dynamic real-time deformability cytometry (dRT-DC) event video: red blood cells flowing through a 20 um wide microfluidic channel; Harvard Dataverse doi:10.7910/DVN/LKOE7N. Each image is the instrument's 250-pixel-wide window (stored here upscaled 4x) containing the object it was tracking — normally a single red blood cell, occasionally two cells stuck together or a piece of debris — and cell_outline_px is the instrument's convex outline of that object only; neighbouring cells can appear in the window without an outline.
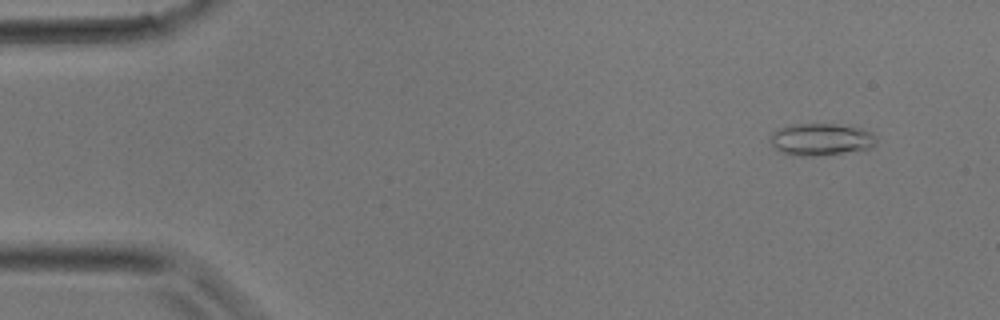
{"species": "common noctule bat (a hibernating species)", "species_latin": "Nyctalus noctula", "temperature_condition": "room temperature", "stored_images_in_passage": 5, "camera_frame_rate_fps": 3000, "um_per_image_px": 0.085, "animal": {"sex": "male", "body_mass_g": 17.9}, "frame": {"image": 1, "passage_image": 1, "time_ms": 0.0, "image_size_px": [1000, 320], "cell_outline_px": [[876, 144], [868, 148], [812, 156], [800, 156], [784, 152], [776, 148], [772, 144], [772, 132], [780, 128], [792, 124], [836, 124], [864, 128], [872, 132], [876, 136]], "centroid_in_image_um": [69.82, 11.82], "position_along_channel_um": 15.2, "area_um2": 19.42}}